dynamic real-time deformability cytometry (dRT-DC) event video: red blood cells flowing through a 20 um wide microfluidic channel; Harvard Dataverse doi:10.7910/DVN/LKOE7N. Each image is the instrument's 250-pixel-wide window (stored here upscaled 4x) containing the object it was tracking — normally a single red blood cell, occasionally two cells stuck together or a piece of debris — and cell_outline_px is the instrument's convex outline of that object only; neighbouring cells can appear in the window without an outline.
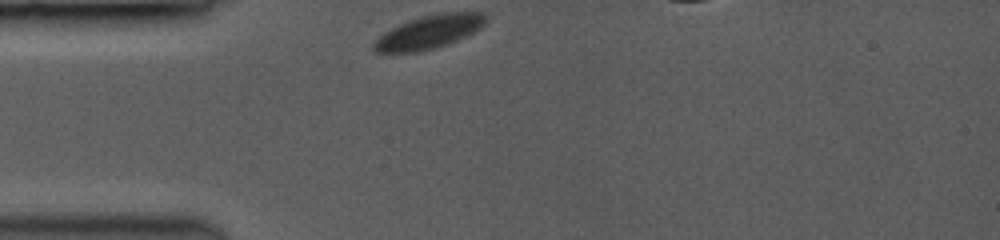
{"species": "common noctule bat (a hibernating species)", "species_latin": "Nyctalus noctula", "temperature_condition": "room temperature", "stored_images_in_passage": 25, "camera_frame_rate_fps": 3500, "um_per_image_px": 0.085, "animal": {"sex": "female", "body_mass_g": 19.0, "forearm_length_mm": 53.3}, "frame": {"image": 1, "passage_image": 1, "time_ms": 0.0, "image_size_px": [1000, 240], "cell_outline_px": [[488, 20], [480, 28], [464, 36], [444, 44], [420, 52], [376, 52], [372, 48], [372, 40], [384, 32], [408, 20], [420, 16], [440, 12], [484, 12], [488, 16]], "centroid_in_image_um": [36.44, 2.69], "position_along_channel_um": 48.6, "area_um2": 21.73}}
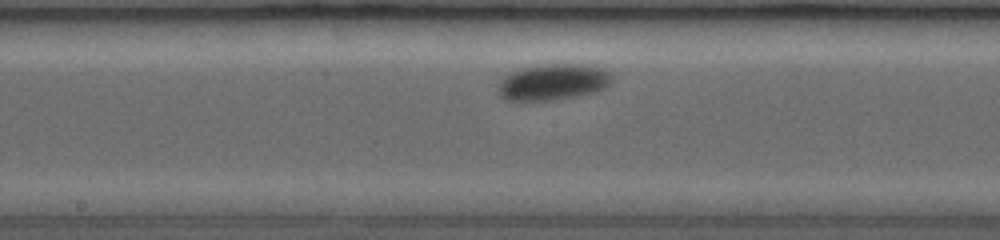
{"frame": {"image": 2, "passage_image": 12, "time_ms": 3.143, "image_size_px": [1000, 240], "cell_outline_px": [[612, 80], [604, 88], [592, 92], [544, 100], [512, 100], [504, 96], [500, 92], [500, 84], [512, 72], [524, 68], [544, 64], [592, 64], [604, 68], [612, 76]], "centroid_in_image_um": [47.11, 6.93], "position_along_channel_um": 201.1, "area_um2": 23.0}}
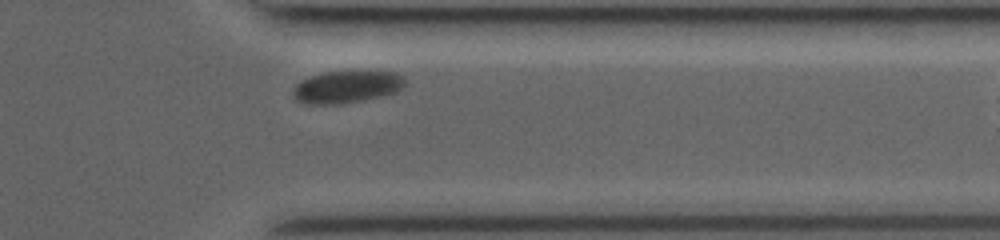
{"frame": {"image": 3, "passage_image": 24, "time_ms": 6.571, "image_size_px": [1000, 240], "cell_outline_px": [[404, 84], [396, 92], [380, 96], [340, 104], [308, 104], [296, 100], [292, 96], [292, 92], [296, 84], [312, 76], [328, 72], [392, 72], [400, 76], [404, 80]], "centroid_in_image_um": [29.41, 7.4], "position_along_channel_um": 382.0, "area_um2": 20.4}}